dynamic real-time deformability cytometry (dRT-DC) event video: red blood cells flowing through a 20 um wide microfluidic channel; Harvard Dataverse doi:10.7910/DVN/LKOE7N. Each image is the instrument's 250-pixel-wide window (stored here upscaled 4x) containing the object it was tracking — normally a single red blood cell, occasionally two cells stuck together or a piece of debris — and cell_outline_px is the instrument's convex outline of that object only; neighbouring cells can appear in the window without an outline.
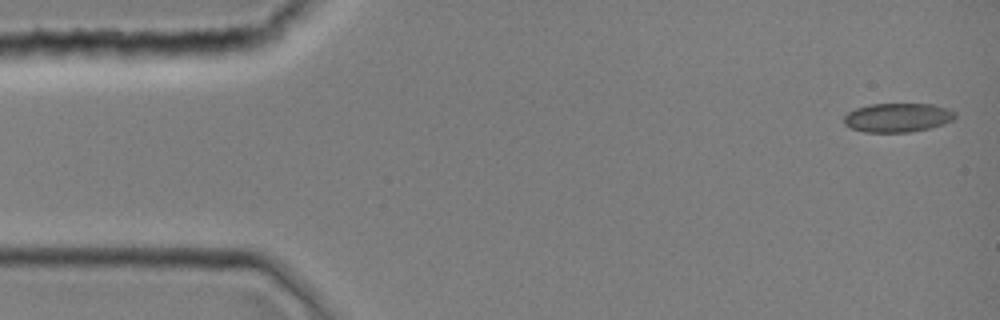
{"species": "common noctule bat (a hibernating species)", "species_latin": "Nyctalus noctula", "temperature_condition": "room temperature", "stored_images_in_passage": 43, "camera_frame_rate_fps": 3000, "um_per_image_px": 0.085, "animal": {"sex": "female", "body_mass_g": 19.0, "forearm_length_mm": 51.5}, "frame": {"image": 1, "passage_image": 1, "time_ms": 0.0, "image_size_px": [1000, 320], "cell_outline_px": [[956, 116], [952, 120], [928, 128], [908, 132], [864, 132], [852, 128], [844, 124], [844, 116], [848, 112], [856, 108], [872, 104], [932, 104], [948, 108], [956, 112]], "centroid_in_image_um": [76.28, 9.98], "position_along_channel_um": 8.7, "area_um2": 18.61}}
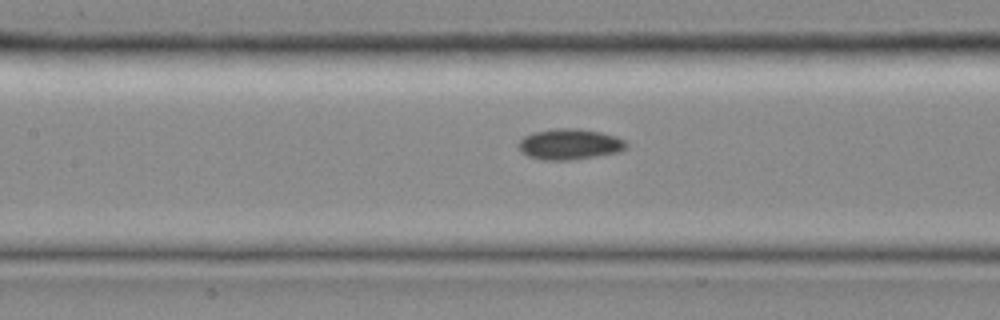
{"frame": {"image": 2, "passage_image": 19, "time_ms": 6.0, "image_size_px": [1000, 320], "cell_outline_px": [[628, 148], [620, 152], [572, 160], [540, 160], [528, 156], [520, 152], [516, 144], [524, 136], [532, 132], [552, 128], [580, 128], [600, 132], [616, 136], [624, 140], [628, 144]], "centroid_in_image_um": [48.4, 12.25], "position_along_channel_um": 159.0, "area_um2": 19.77}}
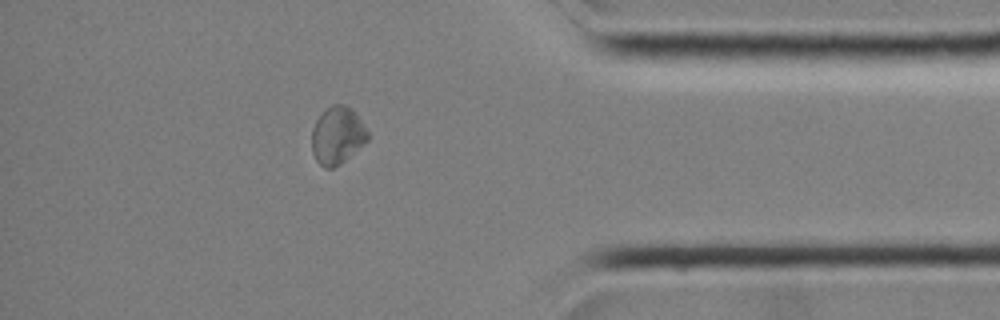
{"frame": {"image": 3, "passage_image": 37, "time_ms": 12.0, "image_size_px": [1000, 320], "cell_outline_px": [[368, 140], [364, 144], [340, 164], [332, 168], [324, 168], [316, 160], [312, 152], [312, 128], [316, 120], [332, 104], [344, 104], [352, 108], [368, 132]], "centroid_in_image_um": [28.67, 11.52], "position_along_channel_um": 406.5, "area_um2": 18.55}}